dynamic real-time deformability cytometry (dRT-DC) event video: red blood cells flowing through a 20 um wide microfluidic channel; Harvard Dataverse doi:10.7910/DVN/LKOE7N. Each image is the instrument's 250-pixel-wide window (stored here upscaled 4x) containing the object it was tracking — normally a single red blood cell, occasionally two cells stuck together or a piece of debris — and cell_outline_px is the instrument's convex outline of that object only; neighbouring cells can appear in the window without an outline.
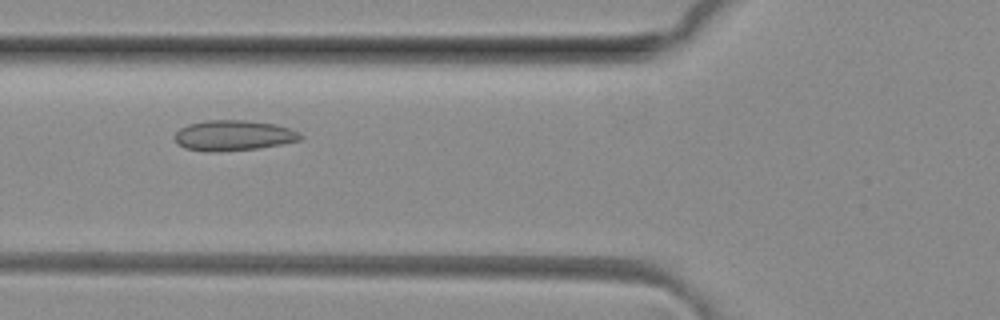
{"species": "common noctule bat (a hibernating species)", "species_latin": "Nyctalus noctula", "temperature_condition": "room temperature", "stored_images_in_passage": 29, "camera_frame_rate_fps": 3000, "um_per_image_px": 0.085, "animal": {"sex": "female", "body_mass_g": 29.2, "forearm_length_mm": 56.3}, "frame": {"image": 1, "passage_image": 5, "time_ms": 1.333, "image_size_px": [1000, 320], "cell_outline_px": [[304, 136], [300, 140], [284, 144], [260, 148], [212, 152], [208, 152], [184, 148], [176, 144], [172, 136], [180, 128], [188, 124], [208, 120], [244, 120], [276, 124], [292, 128], [300, 132]], "centroid_in_image_um": [19.85, 11.52], "position_along_channel_um": 105.9, "area_um2": 22.72}}
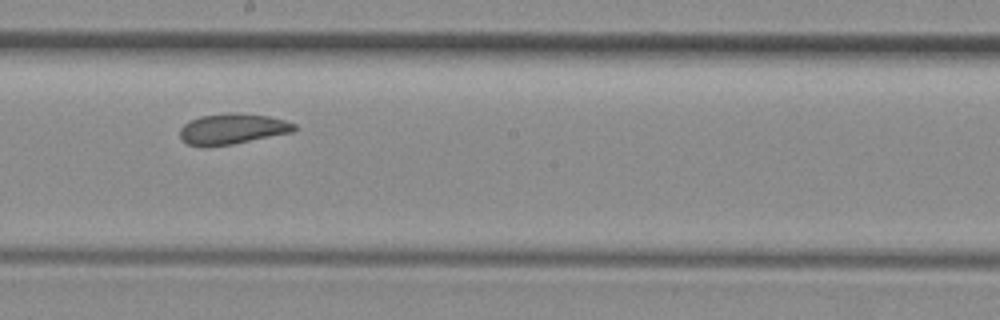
{"frame": {"image": 2, "passage_image": 14, "time_ms": 4.333, "image_size_px": [1000, 320], "cell_outline_px": [[296, 128], [292, 132], [232, 144], [204, 148], [200, 148], [188, 144], [180, 136], [180, 128], [184, 124], [200, 116], [228, 112], [236, 112], [268, 116], [284, 120], [296, 124]], "centroid_in_image_um": [19.72, 10.96], "position_along_channel_um": 228.5, "area_um2": 20.52}}
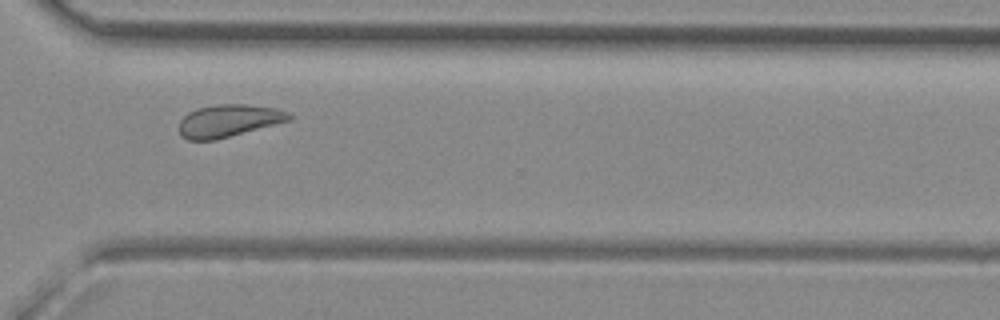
{"frame": {"image": 3, "passage_image": 23, "time_ms": 7.333, "image_size_px": [1000, 320], "cell_outline_px": [[292, 120], [216, 140], [188, 140], [180, 136], [180, 120], [188, 112], [196, 108], [216, 104], [244, 104], [276, 108], [288, 112], [292, 116]], "centroid_in_image_um": [19.43, 10.26], "position_along_channel_um": 351.2, "area_um2": 20.92}, "authors_computed_cell_mechanics": {"area_um2": 20.6924, "velocity_mm_per_s": 4.0893, "shape_relaxation_time_tau1_ms": null, "shape_relaxation_time_tau2_ms": 2.2702, "deformation_change_tau1": null, "deformation_change_tau2": 0.0762}}